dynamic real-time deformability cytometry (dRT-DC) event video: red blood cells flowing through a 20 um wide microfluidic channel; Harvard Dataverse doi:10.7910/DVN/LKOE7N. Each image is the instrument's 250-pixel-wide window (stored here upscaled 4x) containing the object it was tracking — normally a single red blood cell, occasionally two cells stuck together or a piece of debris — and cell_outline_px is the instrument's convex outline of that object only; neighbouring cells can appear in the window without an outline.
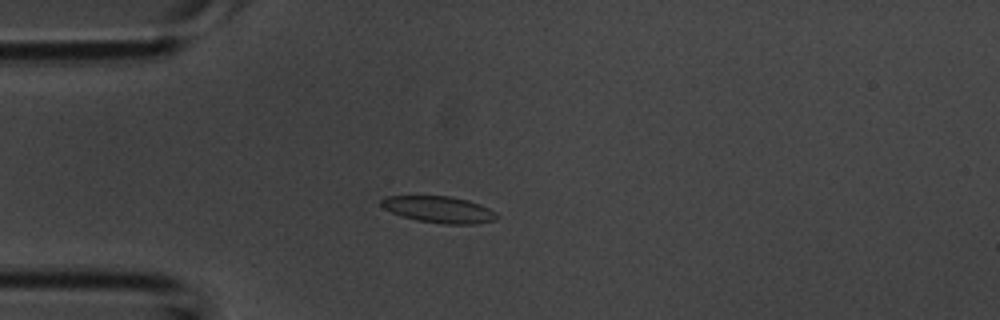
{"species": "common noctule bat (a hibernating species)", "species_latin": "Nyctalus noctula", "temperature_condition": "room temperature", "stored_images_in_passage": 38, "camera_frame_rate_fps": 3000, "um_per_image_px": 0.085, "animal": {"sex": "male", "body_mass_g": 20.1, "forearm_length_mm": 53.5}, "frame": {"image": 1, "passage_image": 6, "time_ms": 1.667, "image_size_px": [1000, 320], "cell_outline_px": [[500, 216], [496, 220], [476, 224], [444, 224], [416, 220], [392, 212], [384, 208], [380, 204], [380, 200], [388, 196], [452, 196], [468, 200], [480, 204], [496, 212]], "centroid_in_image_um": [37.36, 17.81], "position_along_channel_um": 47.6, "area_um2": 17.92}}
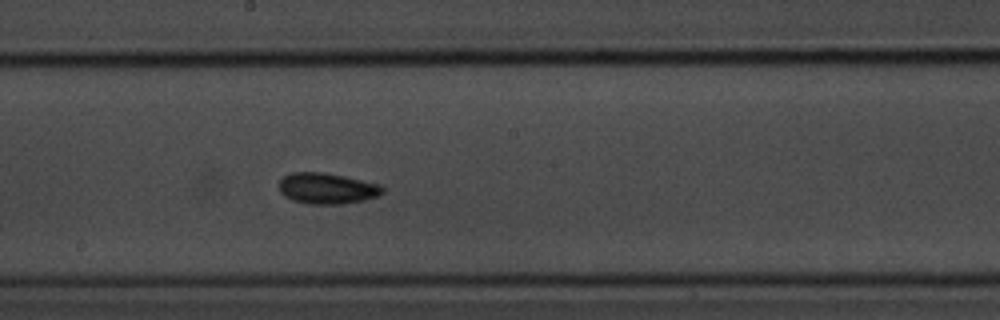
{"frame": {"image": 2, "passage_image": 18, "time_ms": 5.667, "image_size_px": [1000, 320], "cell_outline_px": [[384, 192], [376, 196], [364, 200], [340, 204], [308, 204], [292, 200], [284, 196], [280, 192], [280, 180], [284, 176], [292, 172], [324, 172], [344, 176], [380, 184], [384, 188]], "centroid_in_image_um": [27.79, 16.01], "position_along_channel_um": 220.4, "area_um2": 18.67}}
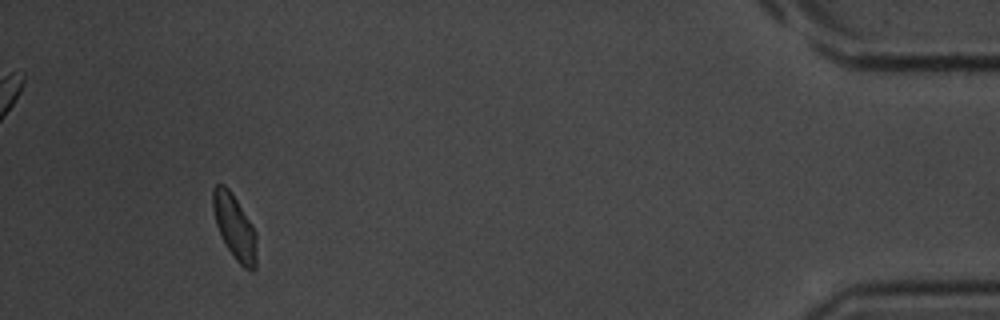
{"frame": {"image": 3, "passage_image": 35, "time_ms": 11.333, "image_size_px": [1000, 320], "cell_outline_px": [[256, 268], [252, 272], [244, 268], [232, 256], [216, 224], [212, 208], [212, 188], [216, 184], [224, 184], [228, 188], [252, 224], [256, 232]], "centroid_in_image_um": [19.94, 19.3], "position_along_channel_um": 415.3, "area_um2": 16.42}}